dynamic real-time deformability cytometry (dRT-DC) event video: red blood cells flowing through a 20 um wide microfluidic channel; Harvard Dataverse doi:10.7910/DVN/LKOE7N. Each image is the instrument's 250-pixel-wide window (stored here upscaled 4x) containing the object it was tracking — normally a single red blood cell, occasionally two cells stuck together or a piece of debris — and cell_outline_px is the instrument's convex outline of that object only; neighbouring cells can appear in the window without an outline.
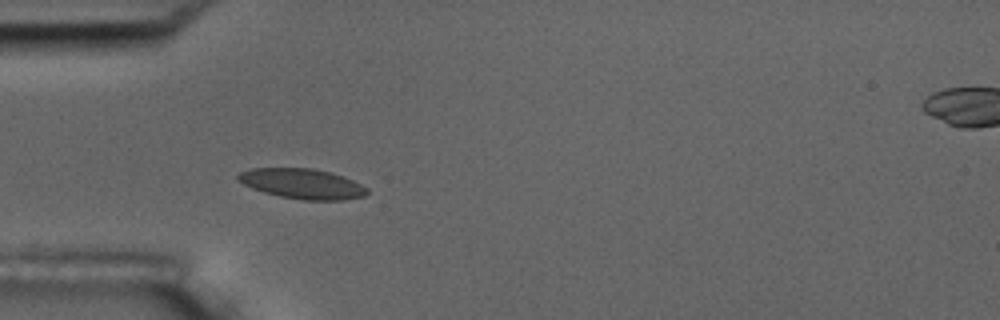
{"species": "common noctule bat (a hibernating species)", "species_latin": "Nyctalus noctula", "temperature_condition": "room temperature", "stored_images_in_passage": 6, "segment_of_instrument_passage": [1, 2], "camera_frame_rate_fps": 3000, "um_per_image_px": 0.085, "animal": {"sex": "male", "body_mass_g": 17.5, "forearm_length_mm": 52.3}, "frame": {"image": 1, "passage_image": 5, "time_ms": 4.667, "image_size_px": [1000, 320], "cell_outline_px": [[368, 192], [364, 196], [344, 200], [304, 200], [280, 196], [264, 192], [252, 188], [236, 180], [236, 176], [240, 172], [252, 168], [312, 168], [344, 176], [368, 188]], "centroid_in_image_um": [25.68, 15.62], "position_along_channel_um": 59.3, "area_um2": 22.6}}